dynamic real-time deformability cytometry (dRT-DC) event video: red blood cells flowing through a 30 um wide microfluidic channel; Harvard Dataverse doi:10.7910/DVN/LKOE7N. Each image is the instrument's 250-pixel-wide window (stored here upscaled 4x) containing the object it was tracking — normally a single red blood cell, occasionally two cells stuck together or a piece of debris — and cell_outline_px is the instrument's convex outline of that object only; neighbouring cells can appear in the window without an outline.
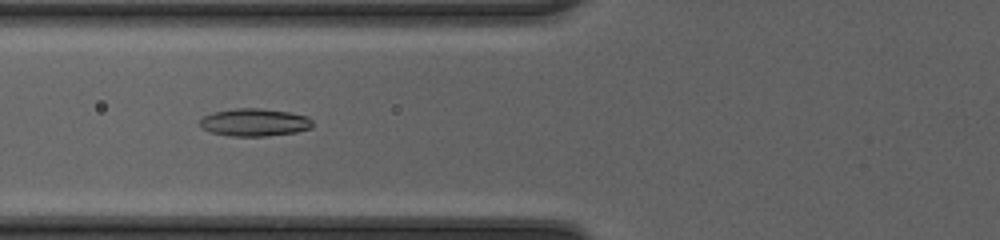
{"species": "common noctule bat (a hibernating species)", "species_latin": "Nyctalus noctula", "temperature_condition": "cold", "stored_images_in_passage": 34, "camera_frame_rate_fps": 3000, "um_per_image_px": 0.085, "animal": {"sex": "female", "body_mass_g": 20.0, "forearm_length_mm": 54.0}, "frame": {"image": 1, "passage_image": 5, "time_ms": 1.333, "image_size_px": [1000, 240], "cell_outline_px": [[312, 128], [296, 132], [264, 136], [232, 136], [212, 132], [204, 128], [200, 124], [200, 120], [204, 116], [212, 112], [236, 108], [260, 108], [288, 112], [308, 116], [312, 120]], "centroid_in_image_um": [21.66, 10.39], "position_along_channel_um": 104.1, "area_um2": 18.03}}
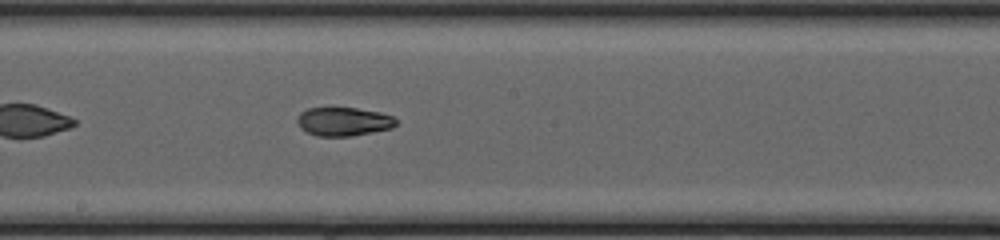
{"frame": {"image": 2, "passage_image": 13, "time_ms": 4.0, "image_size_px": [1000, 240], "cell_outline_px": [[396, 124], [392, 128], [348, 136], [316, 136], [300, 128], [296, 120], [300, 112], [308, 108], [356, 108], [380, 112], [392, 116], [396, 120]], "centroid_in_image_um": [29.17, 10.33], "position_along_channel_um": 219.0, "area_um2": 16.36}}
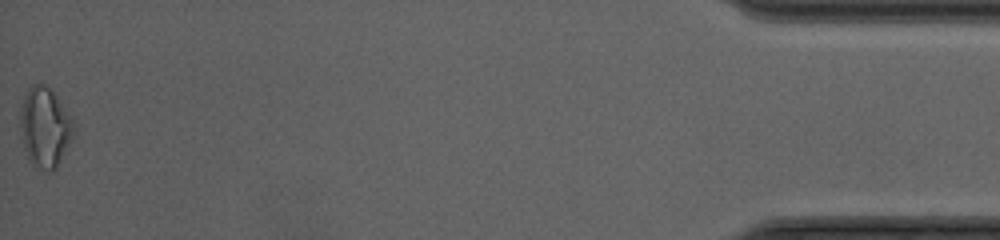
{"frame": {"image": 3, "passage_image": 34, "time_ms": 11.0, "image_size_px": [1000, 240], "cell_outline_px": [[72, 136], [56, 168], [52, 172], [48, 172], [32, 164], [28, 160], [24, 148], [20, 124], [20, 104], [24, 92], [32, 84], [44, 84], [56, 96], [72, 120]], "centroid_in_image_um": [3.75, 10.81], "position_along_channel_um": 431.4, "area_um2": 24.45}, "authors_computed_cell_mechanics": {"area_um2": 17.2533, "velocity_mm_per_s": 4.284, "shape_relaxation_time_tau1_ms": null, "shape_relaxation_time_tau2_ms": 2.5686, "deformation_change_tau1": null, "deformation_change_tau2": 0.074}}